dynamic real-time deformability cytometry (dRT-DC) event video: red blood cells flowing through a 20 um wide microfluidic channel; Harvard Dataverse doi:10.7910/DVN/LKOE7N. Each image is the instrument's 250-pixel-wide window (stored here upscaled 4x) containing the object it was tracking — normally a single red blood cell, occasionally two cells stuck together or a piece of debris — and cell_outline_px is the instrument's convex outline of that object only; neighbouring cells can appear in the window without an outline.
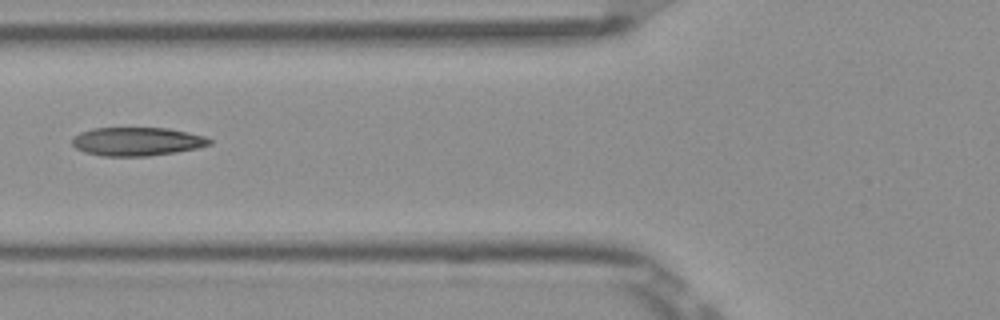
{"species": "Egyptian fruit bat (a non-hibernating species)", "species_latin": "Rousettus aegyptiacus", "temperature_condition": "room temperature", "stored_images_in_passage": 6, "camera_frame_rate_fps": 3000, "um_per_image_px": 0.085, "frame": {"image": 1, "passage_image": 6, "time_ms": 1.667, "image_size_px": [1000, 320], "cell_outline_px": [[212, 144], [196, 148], [176, 152], [148, 156], [100, 156], [84, 152], [76, 148], [72, 144], [72, 136], [80, 132], [92, 128], [168, 128], [188, 132], [204, 136], [212, 140]], "centroid_in_image_um": [11.62, 12.03], "position_along_channel_um": 114.2, "area_um2": 22.95}}